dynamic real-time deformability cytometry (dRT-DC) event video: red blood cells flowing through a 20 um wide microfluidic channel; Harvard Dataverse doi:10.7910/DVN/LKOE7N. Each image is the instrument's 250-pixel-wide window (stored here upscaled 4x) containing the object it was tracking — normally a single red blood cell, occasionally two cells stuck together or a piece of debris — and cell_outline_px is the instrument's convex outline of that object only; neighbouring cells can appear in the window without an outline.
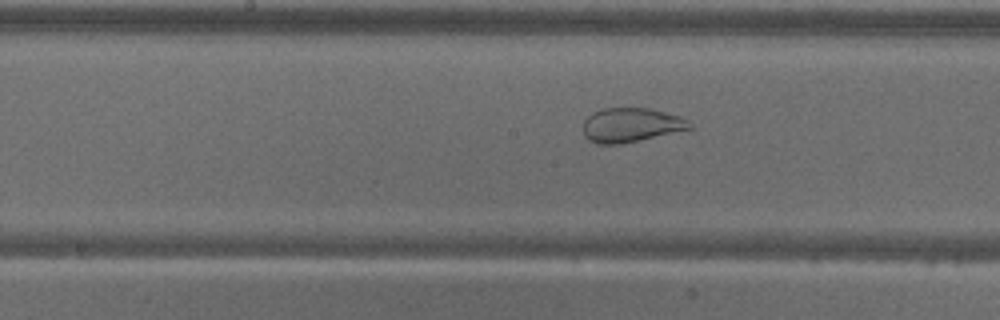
{"species": "common noctule bat (a hibernating species)", "species_latin": "Nyctalus noctula", "temperature_condition": "warm", "stored_images_in_passage": 57, "camera_frame_rate_fps": 3000, "um_per_image_px": 0.085, "animal": {"sex": "male", "body_mass_g": 18.8}, "frame": {"image": 1, "passage_image": 29, "time_ms": 9.333, "image_size_px": [1000, 320], "cell_outline_px": [[692, 128], [620, 144], [596, 144], [588, 140], [584, 136], [584, 120], [592, 112], [604, 108], [648, 108], [680, 116], [688, 120], [692, 124]], "centroid_in_image_um": [53.6, 10.62], "position_along_channel_um": 194.6, "area_um2": 21.1}}
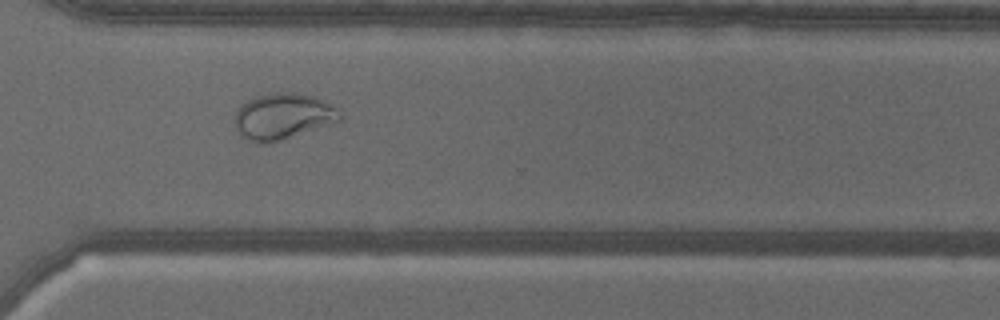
{"frame": {"image": 2, "passage_image": 42, "time_ms": 13.667, "image_size_px": [1000, 320], "cell_outline_px": [[340, 120], [280, 140], [264, 144], [260, 144], [248, 140], [240, 136], [236, 128], [236, 112], [240, 104], [256, 96], [276, 92], [296, 92], [316, 96], [340, 108]], "centroid_in_image_um": [24.04, 9.86], "position_along_channel_um": 346.6, "area_um2": 28.21}}
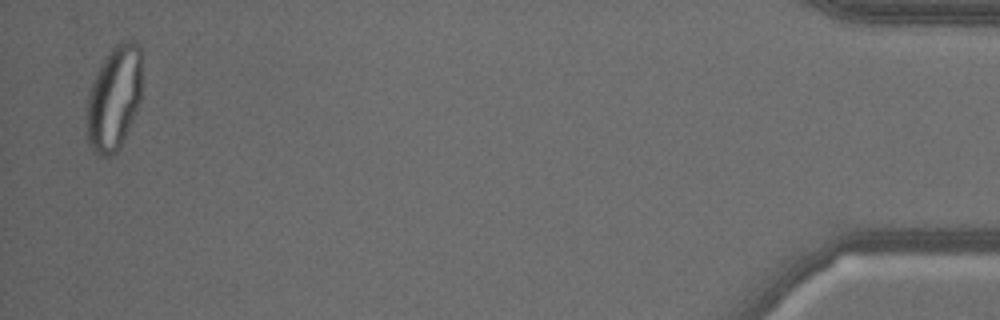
{"frame": {"image": 3, "passage_image": 56, "time_ms": 18.333, "image_size_px": [1000, 320], "cell_outline_px": [[140, 100], [120, 148], [112, 156], [100, 156], [88, 144], [88, 92], [96, 72], [104, 56], [120, 40], [136, 40], [140, 48]], "centroid_in_image_um": [9.69, 8.29], "position_along_channel_um": 425.5, "area_um2": 33.35}}